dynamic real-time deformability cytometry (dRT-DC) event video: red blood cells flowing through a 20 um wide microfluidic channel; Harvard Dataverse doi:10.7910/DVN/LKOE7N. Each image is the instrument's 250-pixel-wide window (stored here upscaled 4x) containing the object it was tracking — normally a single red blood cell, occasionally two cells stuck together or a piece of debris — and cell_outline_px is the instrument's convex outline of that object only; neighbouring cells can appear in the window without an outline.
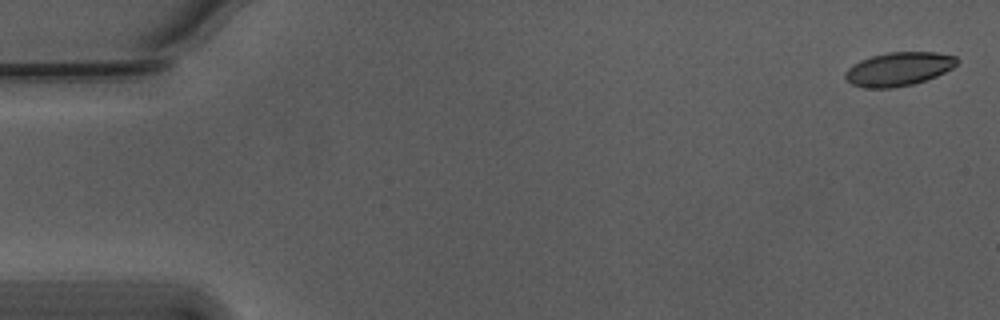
{"species": "Egyptian fruit bat (a non-hibernating species)", "species_latin": "Rousettus aegyptiacus", "temperature_condition": "warm", "stored_images_in_passage": 56, "segment_of_instrument_passage": [1, 2], "camera_frame_rate_fps": 3000, "um_per_image_px": 0.085, "animal": {"sex": "male"}, "frame": {"image": 1, "passage_image": 1, "time_ms": 0.0, "image_size_px": [1000, 320], "cell_outline_px": [[960, 60], [952, 68], [936, 76], [912, 84], [892, 88], [864, 88], [852, 84], [844, 76], [844, 72], [848, 68], [860, 60], [872, 56], [888, 52], [936, 52], [956, 56]], "centroid_in_image_um": [76.38, 5.86], "position_along_channel_um": 8.6, "area_um2": 21.85}}
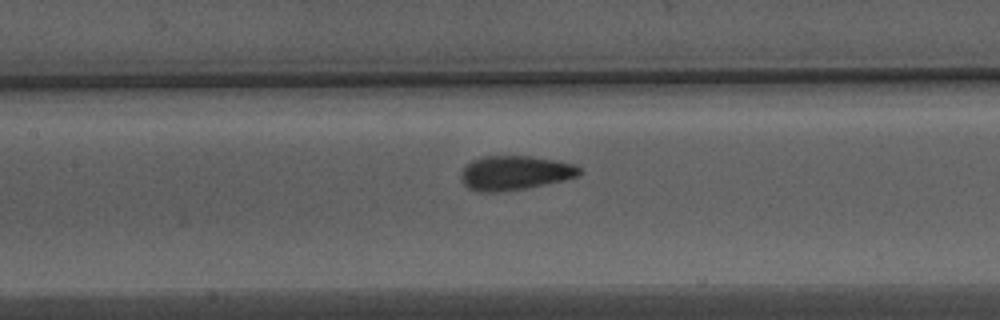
{"frame": {"image": 2, "passage_image": 25, "time_ms": 8.0, "image_size_px": [1000, 320], "cell_outline_px": [[584, 172], [580, 176], [564, 180], [524, 188], [500, 192], [480, 192], [468, 188], [464, 184], [460, 176], [460, 172], [464, 164], [472, 160], [484, 156], [532, 156], [556, 160], [576, 164]], "centroid_in_image_um": [43.76, 14.68], "position_along_channel_um": 163.6, "area_um2": 23.99}}
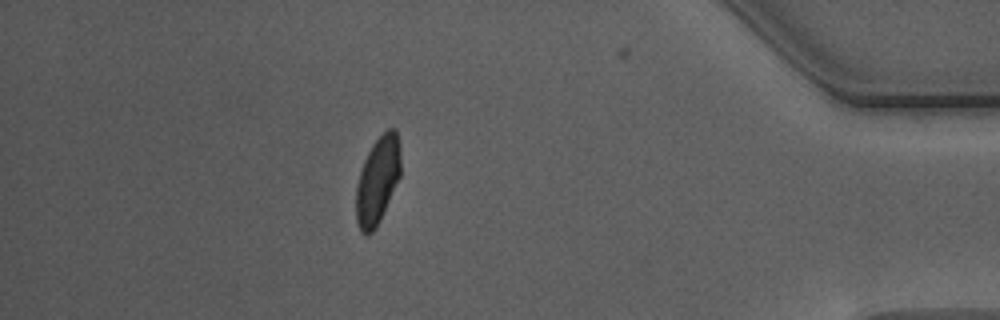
{"frame": {"image": 3, "passage_image": 48, "time_ms": 15.667, "image_size_px": [1000, 320], "cell_outline_px": [[400, 176], [380, 220], [376, 228], [368, 236], [364, 236], [360, 232], [356, 220], [356, 188], [360, 172], [364, 160], [372, 144], [388, 128], [396, 128], [400, 144]], "centroid_in_image_um": [32.09, 15.35], "position_along_channel_um": 403.1, "area_um2": 22.77}}